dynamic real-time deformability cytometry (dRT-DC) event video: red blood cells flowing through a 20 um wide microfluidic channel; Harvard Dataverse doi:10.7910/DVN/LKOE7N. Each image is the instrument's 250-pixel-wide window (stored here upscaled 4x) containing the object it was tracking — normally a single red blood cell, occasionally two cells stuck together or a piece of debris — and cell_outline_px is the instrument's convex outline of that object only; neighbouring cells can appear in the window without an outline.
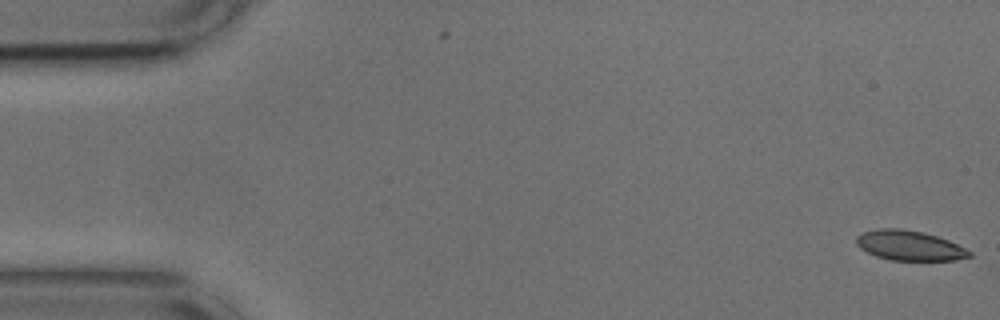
{"species": "common noctule bat (a hibernating species)", "species_latin": "Nyctalus noctula", "temperature_condition": "cold", "stored_images_in_passage": 2, "camera_frame_rate_fps": 3000, "um_per_image_px": 0.085, "animal": {"sex": "male", "body_mass_g": 17.9, "forearm_length_mm": 54.2}, "frame": {"image": 1, "passage_image": 2, "time_ms": 0.333, "image_size_px": [1000, 320], "cell_outline_px": [[972, 256], [956, 260], [892, 260], [876, 256], [860, 248], [856, 244], [856, 236], [864, 232], [880, 228], [900, 228], [924, 232], [948, 240], [972, 252]], "centroid_in_image_um": [77.3, 20.86], "position_along_channel_um": 7.7, "area_um2": 19.59}}